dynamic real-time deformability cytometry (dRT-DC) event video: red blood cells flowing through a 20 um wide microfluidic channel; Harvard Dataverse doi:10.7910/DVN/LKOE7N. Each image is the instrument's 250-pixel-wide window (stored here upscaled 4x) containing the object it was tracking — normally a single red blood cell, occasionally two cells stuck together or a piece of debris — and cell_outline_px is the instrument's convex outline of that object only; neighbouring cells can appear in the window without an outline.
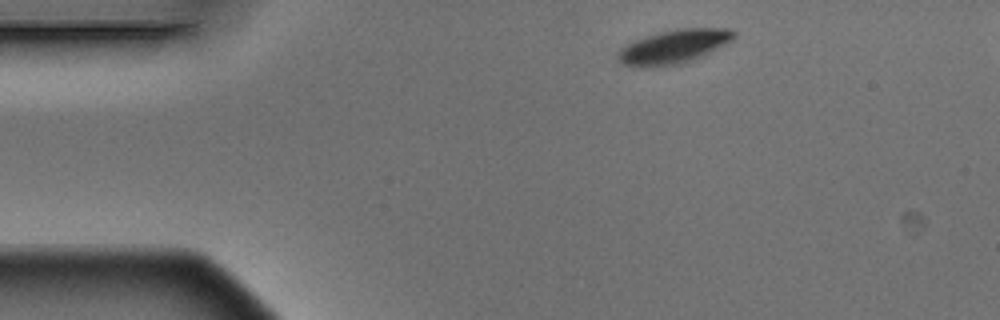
{"species": "Egyptian fruit bat (a non-hibernating species)", "species_latin": "Rousettus aegyptiacus", "temperature_condition": "warm", "stored_images_in_passage": 4, "segment_of_instrument_passage": [1, 2], "camera_frame_rate_fps": 3000, "um_per_image_px": 0.085, "animal": {"sex": "male"}, "frame": {"image": 1, "passage_image": 1, "time_ms": 0.0, "image_size_px": [1000, 320], "cell_outline_px": [[736, 36], [732, 40], [692, 60], [680, 64], [652, 68], [632, 68], [620, 64], [616, 60], [616, 52], [624, 44], [644, 36], [676, 28], [732, 28], [736, 32]], "centroid_in_image_um": [57.15, 3.98], "position_along_channel_um": 27.8, "area_um2": 23.47}}